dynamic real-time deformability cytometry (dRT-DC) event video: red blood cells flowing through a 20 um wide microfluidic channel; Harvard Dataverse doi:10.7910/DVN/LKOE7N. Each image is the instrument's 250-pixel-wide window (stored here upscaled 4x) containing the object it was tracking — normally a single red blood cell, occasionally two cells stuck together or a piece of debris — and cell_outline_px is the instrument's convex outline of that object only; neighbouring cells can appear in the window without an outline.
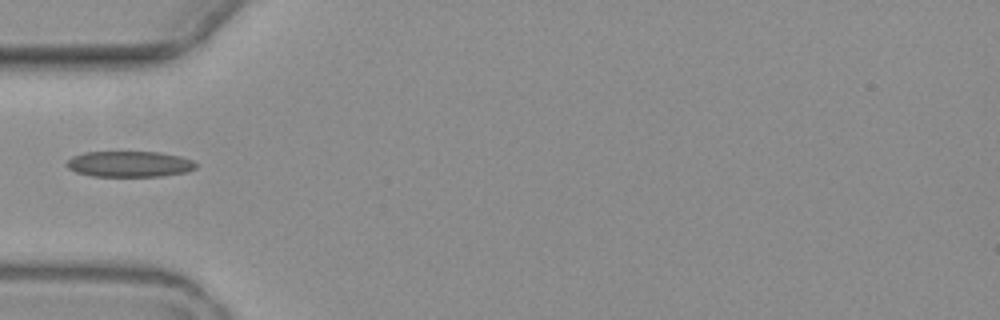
{"species": "common noctule bat (a hibernating species)", "species_latin": "Nyctalus noctula", "temperature_condition": "warm", "stored_images_in_passage": 1, "camera_frame_rate_fps": 3000, "um_per_image_px": 0.085, "animal": {"sex": "female", "body_mass_g": 19.3, "forearm_length_mm": 54.1}, "frame": {"image": 1, "passage_image": 1, "time_ms": 0.0, "image_size_px": [1000, 320], "cell_outline_px": [[196, 168], [188, 172], [160, 176], [92, 176], [76, 172], [68, 168], [64, 164], [72, 156], [84, 152], [160, 152], [180, 156], [192, 160], [196, 164]], "centroid_in_image_um": [10.99, 13.94], "position_along_channel_um": 74.0, "area_um2": 19.54}}